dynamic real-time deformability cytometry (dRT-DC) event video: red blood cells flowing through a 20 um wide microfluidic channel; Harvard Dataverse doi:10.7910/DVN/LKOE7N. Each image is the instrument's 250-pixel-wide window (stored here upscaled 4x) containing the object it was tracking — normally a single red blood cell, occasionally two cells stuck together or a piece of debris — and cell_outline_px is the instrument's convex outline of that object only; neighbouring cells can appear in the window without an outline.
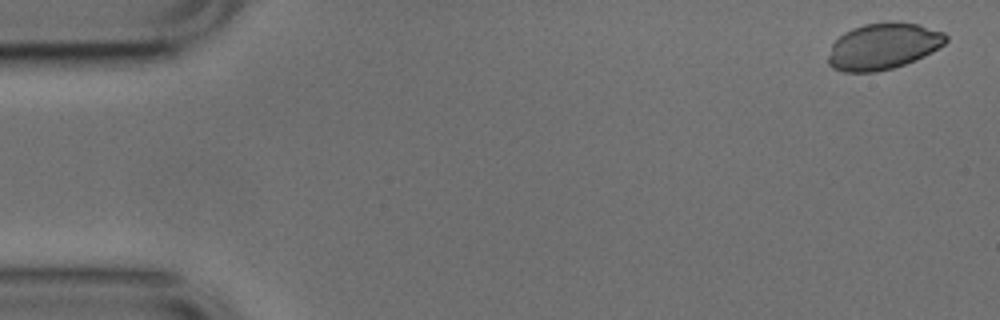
{"species": "common noctule bat (a hibernating species)", "species_latin": "Nyctalus noctula", "temperature_condition": "cold", "stored_images_in_passage": 4, "camera_frame_rate_fps": 3000, "um_per_image_px": 0.085, "animal": {"sex": "male", "body_mass_g": 17.9, "forearm_length_mm": 54.2}, "frame": {"image": 1, "passage_image": 1, "time_ms": 0.0, "image_size_px": [1000, 320], "cell_outline_px": [[948, 40], [944, 44], [932, 52], [924, 56], [904, 64], [892, 68], [876, 72], [844, 72], [832, 68], [828, 64], [828, 56], [832, 44], [844, 32], [852, 28], [864, 24], [892, 20], [916, 24], [944, 32], [948, 36]], "centroid_in_image_um": [75.06, 3.92], "position_along_channel_um": 9.9, "area_um2": 31.96}}